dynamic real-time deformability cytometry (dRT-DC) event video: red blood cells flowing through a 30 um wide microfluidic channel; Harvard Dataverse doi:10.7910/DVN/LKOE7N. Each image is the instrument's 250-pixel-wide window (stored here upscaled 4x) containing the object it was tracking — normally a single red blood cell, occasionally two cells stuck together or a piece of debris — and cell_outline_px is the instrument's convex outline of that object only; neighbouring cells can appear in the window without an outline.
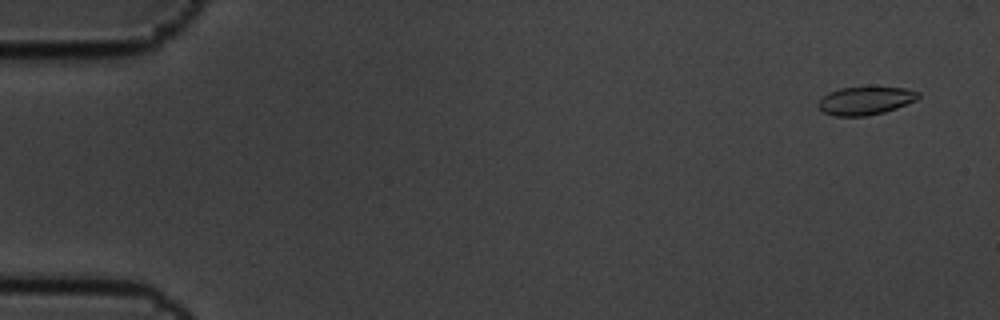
{"species": "common noctule bat (a hibernating species)", "species_latin": "Nyctalus noctula", "temperature_condition": "cold", "stored_images_in_passage": 6, "camera_frame_rate_fps": 3000, "um_per_image_px": 0.085, "animal": {"sex": "male", "body_mass_g": 19.5, "forearm_length_mm": 54.6}, "frame": {"image": 1, "passage_image": 1, "time_ms": 0.0, "image_size_px": [1000, 320], "cell_outline_px": [[920, 96], [916, 100], [896, 108], [884, 112], [864, 116], [836, 116], [824, 112], [816, 104], [828, 92], [840, 88], [904, 88], [920, 92]], "centroid_in_image_um": [73.55, 8.57], "position_along_channel_um": 11.4, "area_um2": 16.07}}